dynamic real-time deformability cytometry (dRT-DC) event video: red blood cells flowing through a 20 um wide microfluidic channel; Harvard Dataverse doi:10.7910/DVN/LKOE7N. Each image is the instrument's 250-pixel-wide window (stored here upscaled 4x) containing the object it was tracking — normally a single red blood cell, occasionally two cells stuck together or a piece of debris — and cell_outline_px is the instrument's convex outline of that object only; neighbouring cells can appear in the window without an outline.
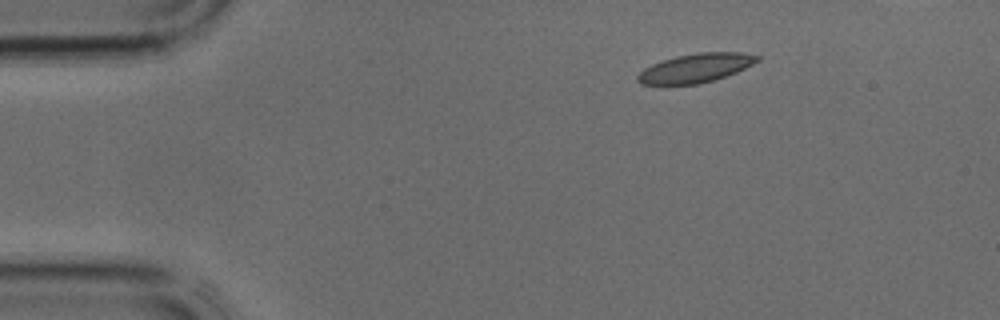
{"species": "common noctule bat (a hibernating species)", "species_latin": "Nyctalus noctula", "temperature_condition": "cold", "stored_images_in_passage": 32, "camera_frame_rate_fps": 3000, "um_per_image_px": 0.085, "animal": {"sex": "male", "body_mass_g": 17.9, "forearm_length_mm": 54.2}, "frame": {"image": 1, "passage_image": 1, "time_ms": 0.0, "image_size_px": [1000, 320], "cell_outline_px": [[760, 60], [736, 72], [712, 80], [696, 84], [640, 84], [636, 80], [636, 76], [644, 68], [652, 64], [676, 56], [700, 52], [740, 52], [760, 56]], "centroid_in_image_um": [59.11, 5.77], "position_along_channel_um": 25.9, "area_um2": 19.88}}
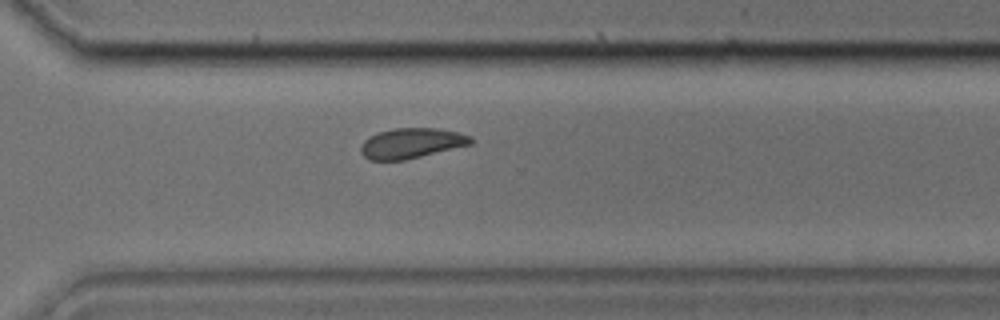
{"frame": {"image": 2, "passage_image": 23, "time_ms": 7.333, "image_size_px": [1000, 320], "cell_outline_px": [[476, 140], [472, 144], [404, 160], [368, 160], [360, 152], [360, 148], [364, 140], [368, 136], [392, 128], [436, 128], [456, 132], [472, 136]], "centroid_in_image_um": [34.97, 12.17], "position_along_channel_um": 335.6, "area_um2": 19.42}}
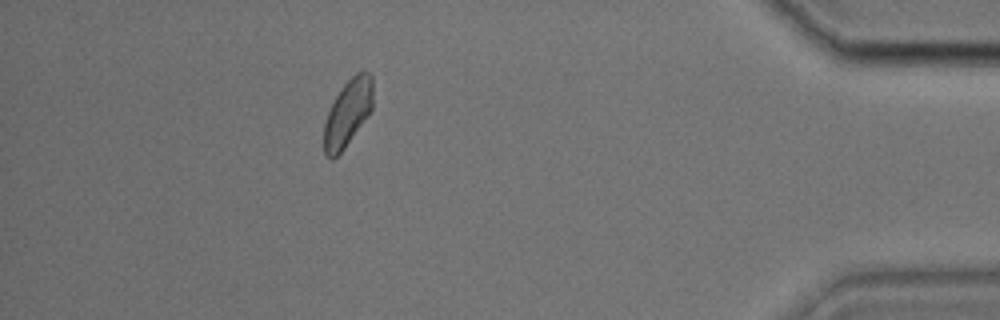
{"frame": {"image": 3, "passage_image": 30, "time_ms": 9.667, "image_size_px": [1000, 320], "cell_outline_px": [[372, 108], [368, 116], [344, 148], [332, 160], [324, 152], [324, 124], [328, 112], [336, 96], [344, 84], [356, 72], [368, 72], [372, 76]], "centroid_in_image_um": [29.56, 9.6], "position_along_channel_um": 405.6, "area_um2": 18.73}}